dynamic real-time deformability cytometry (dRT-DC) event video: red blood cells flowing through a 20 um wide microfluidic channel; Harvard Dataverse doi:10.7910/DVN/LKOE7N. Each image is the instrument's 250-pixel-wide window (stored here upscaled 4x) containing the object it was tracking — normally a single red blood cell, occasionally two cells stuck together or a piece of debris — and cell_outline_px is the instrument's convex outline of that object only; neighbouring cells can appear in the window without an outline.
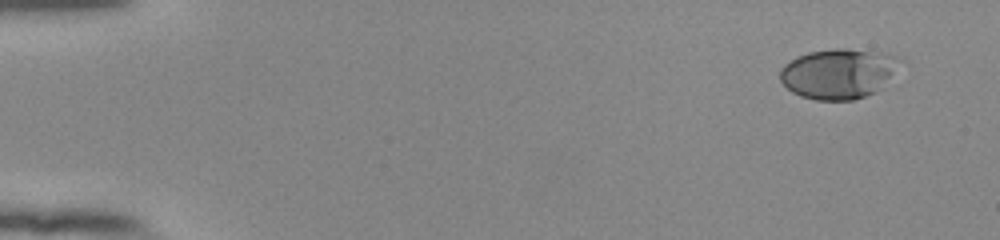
{"species": "human", "species_latin": "Homo sapiens", "temperature_condition": "room temperature", "stored_images_in_passage": 51, "camera_frame_rate_fps": 3000, "um_per_image_px": 0.085, "donor": {"sex": "female"}, "frame": {"image": 1, "passage_image": 1, "time_ms": 0.0, "image_size_px": [1000, 240], "cell_outline_px": [[904, 60], [884, 88], [876, 92], [852, 100], [816, 100], [800, 96], [792, 92], [780, 80], [780, 68], [784, 64], [796, 56], [808, 52], [836, 48], [844, 48], [896, 56]], "centroid_in_image_um": [71.28, 6.27], "position_along_channel_um": 13.7, "area_um2": 35.2}}
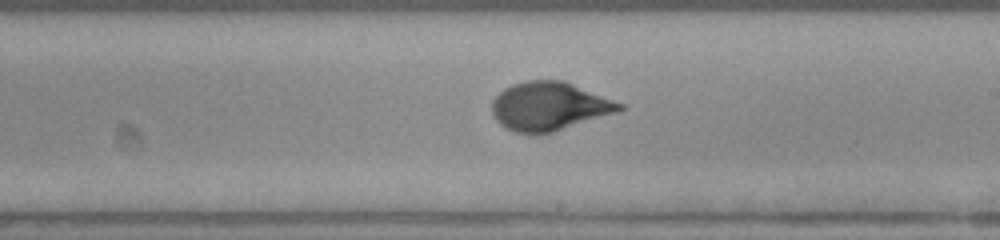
{"frame": {"image": 2, "passage_image": 30, "time_ms": 9.667, "image_size_px": [1000, 240], "cell_outline_px": [[628, 108], [616, 112], [552, 132], [516, 132], [500, 124], [492, 116], [492, 100], [504, 88], [512, 84], [528, 80], [564, 80], [624, 104]], "centroid_in_image_um": [46.69, 9.0], "position_along_channel_um": 242.3, "area_um2": 35.66}}
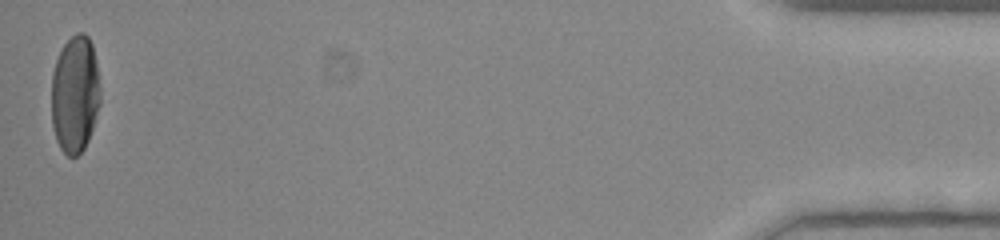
{"frame": {"image": 3, "passage_image": 51, "time_ms": 16.667, "image_size_px": [1000, 240], "cell_outline_px": [[100, 104], [88, 140], [84, 148], [76, 156], [68, 156], [60, 148], [56, 140], [52, 124], [52, 72], [56, 60], [64, 44], [76, 32], [84, 32], [88, 36], [92, 44], [96, 64], [100, 88]], "centroid_in_image_um": [6.37, 8.0], "position_along_channel_um": 428.8, "area_um2": 33.35}, "authors_computed_cell_mechanics": {"area_um2": 33.9286, "velocity_mm_per_s": 3.8784, "shape_relaxation_time_tau1_ms": 3.2551, "shape_relaxation_time_tau2_ms": null, "deformation_change_tau1": 0.1814, "deformation_change_tau2": null}}